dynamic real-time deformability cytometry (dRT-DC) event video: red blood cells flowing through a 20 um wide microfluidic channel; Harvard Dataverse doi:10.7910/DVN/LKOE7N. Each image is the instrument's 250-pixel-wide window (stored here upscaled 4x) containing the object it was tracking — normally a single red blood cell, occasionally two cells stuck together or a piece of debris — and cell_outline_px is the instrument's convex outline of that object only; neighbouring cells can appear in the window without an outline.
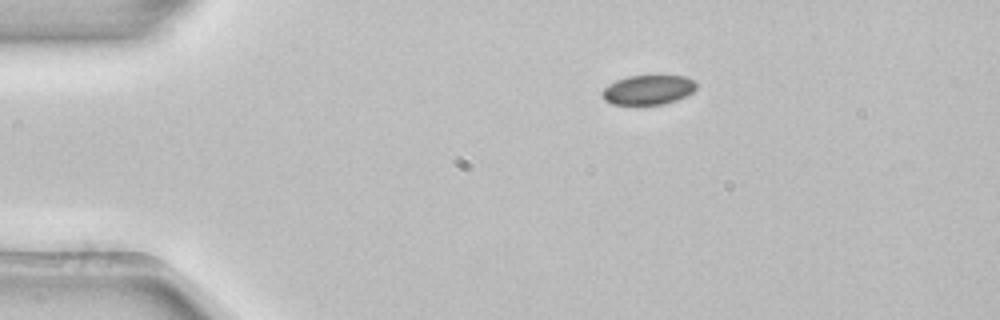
{"species": "common noctule bat (a hibernating species)", "species_latin": "Nyctalus noctula", "temperature_condition": "room temperature", "stored_images_in_passage": 2, "camera_frame_rate_fps": 3000, "um_per_image_px": 0.085, "animal": {"sex": "female", "body_mass_g": 22.7, "forearm_length_mm": 54.2}, "frame": {"image": 1, "passage_image": 1, "time_ms": 0.0, "image_size_px": [1000, 320], "cell_outline_px": [[696, 88], [692, 92], [676, 100], [664, 104], [612, 104], [604, 100], [600, 92], [608, 84], [616, 80], [628, 76], [684, 76], [696, 80]], "centroid_in_image_um": [55.07, 7.63], "position_along_channel_um": 29.9, "area_um2": 16.18}}